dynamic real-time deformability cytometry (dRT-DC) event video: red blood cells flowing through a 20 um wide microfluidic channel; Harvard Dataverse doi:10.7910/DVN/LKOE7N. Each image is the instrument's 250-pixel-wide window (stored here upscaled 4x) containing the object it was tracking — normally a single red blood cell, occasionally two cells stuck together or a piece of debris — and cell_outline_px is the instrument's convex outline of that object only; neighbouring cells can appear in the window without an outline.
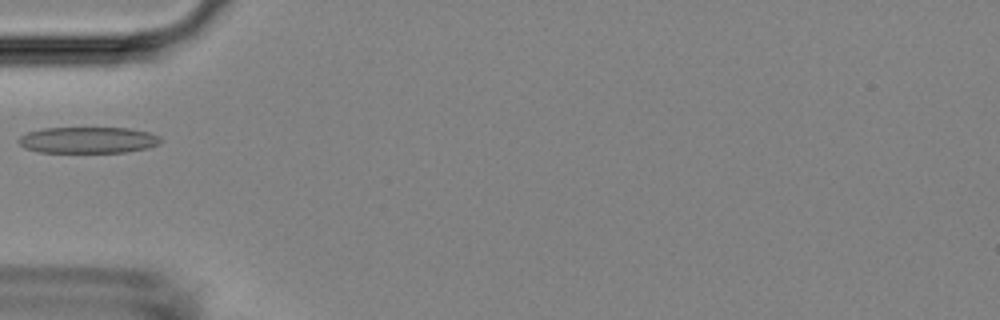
{"species": "Egyptian fruit bat (a non-hibernating species)", "species_latin": "Rousettus aegyptiacus", "temperature_condition": "room temperature", "stored_images_in_passage": 5, "camera_frame_rate_fps": 3000, "um_per_image_px": 0.085, "animal": {"sex": "female"}, "frame": {"image": 1, "passage_image": 5, "time_ms": 1.333, "image_size_px": [1000, 320], "cell_outline_px": [[164, 140], [160, 144], [148, 148], [124, 152], [40, 152], [24, 148], [16, 140], [20, 136], [28, 132], [44, 128], [128, 128], [148, 132], [160, 136]], "centroid_in_image_um": [7.5, 11.9], "position_along_channel_um": 77.5, "area_um2": 21.85}}